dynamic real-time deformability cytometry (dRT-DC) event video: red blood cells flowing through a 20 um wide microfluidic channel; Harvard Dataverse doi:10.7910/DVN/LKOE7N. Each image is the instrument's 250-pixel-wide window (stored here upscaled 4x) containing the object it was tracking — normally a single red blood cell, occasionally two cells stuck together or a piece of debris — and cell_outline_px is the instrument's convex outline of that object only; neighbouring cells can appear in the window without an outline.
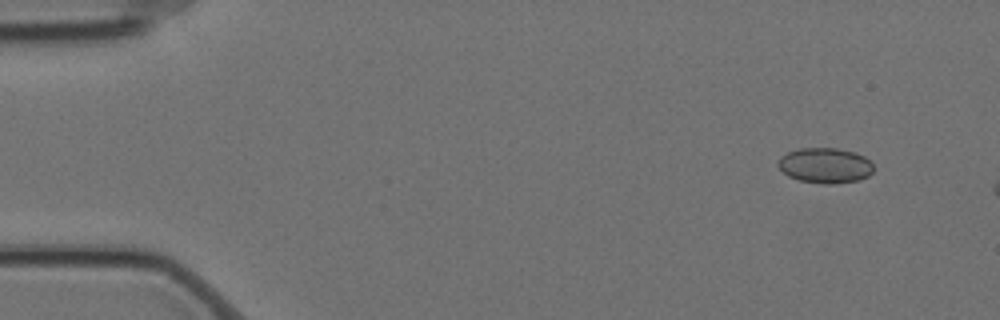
{"species": "Egyptian fruit bat (a non-hibernating species)", "species_latin": "Rousettus aegyptiacus", "temperature_condition": "cold", "stored_images_in_passage": 3, "camera_frame_rate_fps": 3000, "um_per_image_px": 0.085, "animal": {"sex": "female"}, "frame": {"image": 1, "passage_image": 1, "time_ms": 0.0, "image_size_px": [1000, 320], "cell_outline_px": [[872, 172], [868, 176], [860, 180], [832, 184], [824, 184], [800, 180], [788, 176], [776, 164], [780, 156], [788, 152], [800, 148], [836, 148], [856, 152], [864, 156], [872, 164]], "centroid_in_image_um": [70.13, 14.06], "position_along_channel_um": 14.9, "area_um2": 19.65}}